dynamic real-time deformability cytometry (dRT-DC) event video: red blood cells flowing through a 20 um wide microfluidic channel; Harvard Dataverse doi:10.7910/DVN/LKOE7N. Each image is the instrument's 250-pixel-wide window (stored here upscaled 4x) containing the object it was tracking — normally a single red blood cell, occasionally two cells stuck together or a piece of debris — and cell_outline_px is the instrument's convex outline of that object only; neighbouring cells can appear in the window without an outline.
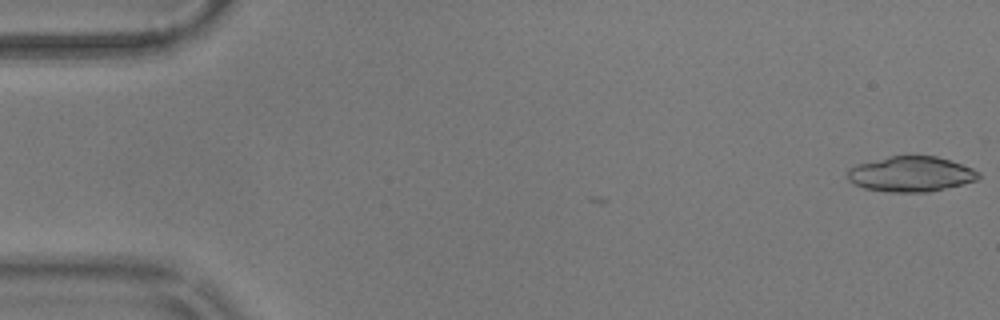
{"species": "common noctule bat (a hibernating species)", "species_latin": "Nyctalus noctula", "temperature_condition": "warm", "stored_images_in_passage": 7, "camera_frame_rate_fps": 3000, "um_per_image_px": 0.085, "animal": {"sex": "male", "body_mass_g": 17.9}, "frame": {"image": 1, "passage_image": 1, "time_ms": 0.0, "image_size_px": [1000, 320], "cell_outline_px": [[980, 176], [976, 180], [928, 192], [884, 192], [864, 188], [848, 180], [848, 168], [860, 164], [888, 156], [936, 156], [972, 168], [980, 172]], "centroid_in_image_um": [77.41, 14.8], "position_along_channel_um": 7.6, "area_um2": 26.59}}